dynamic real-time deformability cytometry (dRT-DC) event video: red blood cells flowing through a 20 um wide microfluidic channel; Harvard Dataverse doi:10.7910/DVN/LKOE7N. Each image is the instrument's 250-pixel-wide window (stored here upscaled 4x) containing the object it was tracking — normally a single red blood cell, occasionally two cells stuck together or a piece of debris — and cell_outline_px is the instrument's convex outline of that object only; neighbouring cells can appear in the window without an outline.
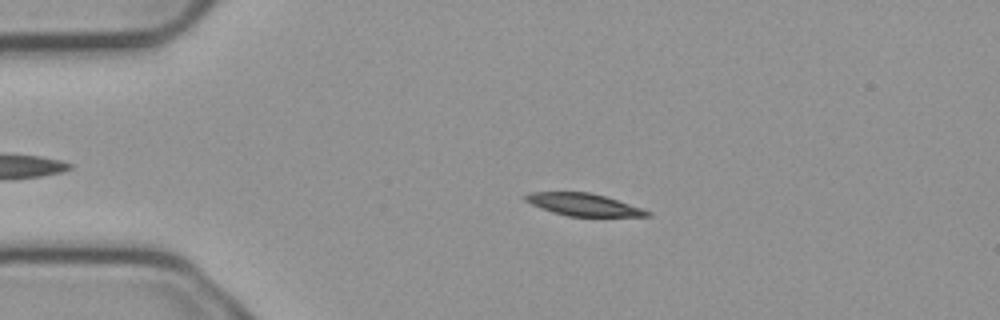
{"species": "common noctule bat (a hibernating species)", "species_latin": "Nyctalus noctula", "temperature_condition": "cold", "stored_images_in_passage": 5, "camera_frame_rate_fps": 3000, "um_per_image_px": 0.085, "animal": {"sex": "male", "body_mass_g": 23.1, "forearm_length_mm": 52.7}, "frame": {"image": 1, "passage_image": 4, "time_ms": 1.0, "image_size_px": [1000, 320], "cell_outline_px": [[652, 216], [568, 216], [552, 212], [540, 208], [524, 200], [524, 196], [528, 192], [588, 192], [604, 196], [652, 212]], "centroid_in_image_um": [49.55, 17.39], "position_along_channel_um": 35.5, "area_um2": 15.61}}